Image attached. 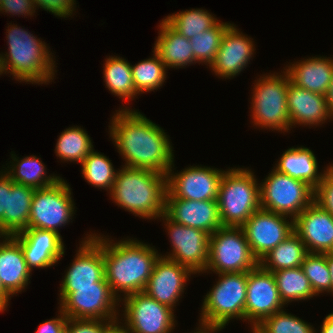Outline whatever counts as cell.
I'll list each match as a JSON object with an SVG mask.
<instances>
[{
  "label": "cell",
  "mask_w": 333,
  "mask_h": 333,
  "mask_svg": "<svg viewBox=\"0 0 333 333\" xmlns=\"http://www.w3.org/2000/svg\"><path fill=\"white\" fill-rule=\"evenodd\" d=\"M327 266L331 276V293L333 294V252L326 253Z\"/></svg>",
  "instance_id": "obj_50"
},
{
  "label": "cell",
  "mask_w": 333,
  "mask_h": 333,
  "mask_svg": "<svg viewBox=\"0 0 333 333\" xmlns=\"http://www.w3.org/2000/svg\"><path fill=\"white\" fill-rule=\"evenodd\" d=\"M101 236L105 279L113 294L121 300V295L143 292L160 256L157 249L136 238L114 242Z\"/></svg>",
  "instance_id": "obj_2"
},
{
  "label": "cell",
  "mask_w": 333,
  "mask_h": 333,
  "mask_svg": "<svg viewBox=\"0 0 333 333\" xmlns=\"http://www.w3.org/2000/svg\"><path fill=\"white\" fill-rule=\"evenodd\" d=\"M173 167L167 174L166 199L217 200L224 170L198 165L174 173Z\"/></svg>",
  "instance_id": "obj_14"
},
{
  "label": "cell",
  "mask_w": 333,
  "mask_h": 333,
  "mask_svg": "<svg viewBox=\"0 0 333 333\" xmlns=\"http://www.w3.org/2000/svg\"><path fill=\"white\" fill-rule=\"evenodd\" d=\"M35 8L39 7L45 11H49L56 17L67 18L73 14L75 10V0H33Z\"/></svg>",
  "instance_id": "obj_42"
},
{
  "label": "cell",
  "mask_w": 333,
  "mask_h": 333,
  "mask_svg": "<svg viewBox=\"0 0 333 333\" xmlns=\"http://www.w3.org/2000/svg\"><path fill=\"white\" fill-rule=\"evenodd\" d=\"M71 187L64 180L43 189H35L30 209L28 228H38L56 232L72 220L75 204Z\"/></svg>",
  "instance_id": "obj_10"
},
{
  "label": "cell",
  "mask_w": 333,
  "mask_h": 333,
  "mask_svg": "<svg viewBox=\"0 0 333 333\" xmlns=\"http://www.w3.org/2000/svg\"><path fill=\"white\" fill-rule=\"evenodd\" d=\"M223 227H241L260 207V184L250 169L229 168L217 197Z\"/></svg>",
  "instance_id": "obj_6"
},
{
  "label": "cell",
  "mask_w": 333,
  "mask_h": 333,
  "mask_svg": "<svg viewBox=\"0 0 333 333\" xmlns=\"http://www.w3.org/2000/svg\"><path fill=\"white\" fill-rule=\"evenodd\" d=\"M35 5L33 0H2L0 4V12L10 15L33 16L35 13Z\"/></svg>",
  "instance_id": "obj_43"
},
{
  "label": "cell",
  "mask_w": 333,
  "mask_h": 333,
  "mask_svg": "<svg viewBox=\"0 0 333 333\" xmlns=\"http://www.w3.org/2000/svg\"><path fill=\"white\" fill-rule=\"evenodd\" d=\"M325 97H326V101L328 104L329 112H330L331 116L333 117V75H332V80H331L329 89L327 90Z\"/></svg>",
  "instance_id": "obj_49"
},
{
  "label": "cell",
  "mask_w": 333,
  "mask_h": 333,
  "mask_svg": "<svg viewBox=\"0 0 333 333\" xmlns=\"http://www.w3.org/2000/svg\"><path fill=\"white\" fill-rule=\"evenodd\" d=\"M87 235L61 282L60 303L74 292V287L98 286V282L105 279L102 237L95 233Z\"/></svg>",
  "instance_id": "obj_11"
},
{
  "label": "cell",
  "mask_w": 333,
  "mask_h": 333,
  "mask_svg": "<svg viewBox=\"0 0 333 333\" xmlns=\"http://www.w3.org/2000/svg\"><path fill=\"white\" fill-rule=\"evenodd\" d=\"M231 23L220 22L210 29L200 32L197 36L189 39L194 53L195 64L204 63L210 65L215 61L222 37Z\"/></svg>",
  "instance_id": "obj_37"
},
{
  "label": "cell",
  "mask_w": 333,
  "mask_h": 333,
  "mask_svg": "<svg viewBox=\"0 0 333 333\" xmlns=\"http://www.w3.org/2000/svg\"><path fill=\"white\" fill-rule=\"evenodd\" d=\"M110 137L126 167L168 174L174 163L169 136L138 110L121 108L111 117Z\"/></svg>",
  "instance_id": "obj_1"
},
{
  "label": "cell",
  "mask_w": 333,
  "mask_h": 333,
  "mask_svg": "<svg viewBox=\"0 0 333 333\" xmlns=\"http://www.w3.org/2000/svg\"><path fill=\"white\" fill-rule=\"evenodd\" d=\"M308 253L301 238L292 232L284 241L264 255L259 260V265L270 272L297 268L301 267Z\"/></svg>",
  "instance_id": "obj_30"
},
{
  "label": "cell",
  "mask_w": 333,
  "mask_h": 333,
  "mask_svg": "<svg viewBox=\"0 0 333 333\" xmlns=\"http://www.w3.org/2000/svg\"><path fill=\"white\" fill-rule=\"evenodd\" d=\"M290 128L296 125L319 126L332 120L325 95L308 91L289 82L287 96ZM326 120V121H325Z\"/></svg>",
  "instance_id": "obj_23"
},
{
  "label": "cell",
  "mask_w": 333,
  "mask_h": 333,
  "mask_svg": "<svg viewBox=\"0 0 333 333\" xmlns=\"http://www.w3.org/2000/svg\"><path fill=\"white\" fill-rule=\"evenodd\" d=\"M0 242V280L13 296L25 290L30 283L31 270L26 264L20 244L12 236Z\"/></svg>",
  "instance_id": "obj_24"
},
{
  "label": "cell",
  "mask_w": 333,
  "mask_h": 333,
  "mask_svg": "<svg viewBox=\"0 0 333 333\" xmlns=\"http://www.w3.org/2000/svg\"><path fill=\"white\" fill-rule=\"evenodd\" d=\"M12 237L20 244L31 271L53 267L65 252L62 236L53 231L27 228Z\"/></svg>",
  "instance_id": "obj_20"
},
{
  "label": "cell",
  "mask_w": 333,
  "mask_h": 333,
  "mask_svg": "<svg viewBox=\"0 0 333 333\" xmlns=\"http://www.w3.org/2000/svg\"><path fill=\"white\" fill-rule=\"evenodd\" d=\"M286 217L260 208L241 226L258 261L294 232V220Z\"/></svg>",
  "instance_id": "obj_16"
},
{
  "label": "cell",
  "mask_w": 333,
  "mask_h": 333,
  "mask_svg": "<svg viewBox=\"0 0 333 333\" xmlns=\"http://www.w3.org/2000/svg\"><path fill=\"white\" fill-rule=\"evenodd\" d=\"M111 322L102 319L67 318L65 333H104L105 328Z\"/></svg>",
  "instance_id": "obj_41"
},
{
  "label": "cell",
  "mask_w": 333,
  "mask_h": 333,
  "mask_svg": "<svg viewBox=\"0 0 333 333\" xmlns=\"http://www.w3.org/2000/svg\"><path fill=\"white\" fill-rule=\"evenodd\" d=\"M94 146L88 133L81 127H69L57 139L56 156L63 161L82 163Z\"/></svg>",
  "instance_id": "obj_33"
},
{
  "label": "cell",
  "mask_w": 333,
  "mask_h": 333,
  "mask_svg": "<svg viewBox=\"0 0 333 333\" xmlns=\"http://www.w3.org/2000/svg\"><path fill=\"white\" fill-rule=\"evenodd\" d=\"M219 331H221V330H210V329H200V328H197L196 331H194L193 333H217Z\"/></svg>",
  "instance_id": "obj_51"
},
{
  "label": "cell",
  "mask_w": 333,
  "mask_h": 333,
  "mask_svg": "<svg viewBox=\"0 0 333 333\" xmlns=\"http://www.w3.org/2000/svg\"><path fill=\"white\" fill-rule=\"evenodd\" d=\"M11 294L3 287V284L0 280V310L5 311L8 307V301L11 299Z\"/></svg>",
  "instance_id": "obj_47"
},
{
  "label": "cell",
  "mask_w": 333,
  "mask_h": 333,
  "mask_svg": "<svg viewBox=\"0 0 333 333\" xmlns=\"http://www.w3.org/2000/svg\"><path fill=\"white\" fill-rule=\"evenodd\" d=\"M275 165L274 168L279 173L305 181L314 189L318 187L325 173V170L318 173V162L313 151L304 146L287 149Z\"/></svg>",
  "instance_id": "obj_27"
},
{
  "label": "cell",
  "mask_w": 333,
  "mask_h": 333,
  "mask_svg": "<svg viewBox=\"0 0 333 333\" xmlns=\"http://www.w3.org/2000/svg\"><path fill=\"white\" fill-rule=\"evenodd\" d=\"M11 190V179L4 172L0 171V222L4 218V212L7 211V193Z\"/></svg>",
  "instance_id": "obj_45"
},
{
  "label": "cell",
  "mask_w": 333,
  "mask_h": 333,
  "mask_svg": "<svg viewBox=\"0 0 333 333\" xmlns=\"http://www.w3.org/2000/svg\"><path fill=\"white\" fill-rule=\"evenodd\" d=\"M164 214L177 224L213 234L223 227L217 200L166 199Z\"/></svg>",
  "instance_id": "obj_22"
},
{
  "label": "cell",
  "mask_w": 333,
  "mask_h": 333,
  "mask_svg": "<svg viewBox=\"0 0 333 333\" xmlns=\"http://www.w3.org/2000/svg\"><path fill=\"white\" fill-rule=\"evenodd\" d=\"M174 30L187 39L213 27L219 20L204 9H190L163 18Z\"/></svg>",
  "instance_id": "obj_35"
},
{
  "label": "cell",
  "mask_w": 333,
  "mask_h": 333,
  "mask_svg": "<svg viewBox=\"0 0 333 333\" xmlns=\"http://www.w3.org/2000/svg\"><path fill=\"white\" fill-rule=\"evenodd\" d=\"M265 75L255 80L252 90V123L264 129L288 132L290 118L287 96L290 79L285 71L281 75Z\"/></svg>",
  "instance_id": "obj_7"
},
{
  "label": "cell",
  "mask_w": 333,
  "mask_h": 333,
  "mask_svg": "<svg viewBox=\"0 0 333 333\" xmlns=\"http://www.w3.org/2000/svg\"><path fill=\"white\" fill-rule=\"evenodd\" d=\"M119 301L104 279L98 286L74 287V292L58 304L68 318L114 321L118 319Z\"/></svg>",
  "instance_id": "obj_12"
},
{
  "label": "cell",
  "mask_w": 333,
  "mask_h": 333,
  "mask_svg": "<svg viewBox=\"0 0 333 333\" xmlns=\"http://www.w3.org/2000/svg\"><path fill=\"white\" fill-rule=\"evenodd\" d=\"M12 165H8L4 172L15 182L34 189H43L55 185L62 178L56 175H47L46 166L41 159L32 155L21 158L11 154ZM15 162V163H14ZM7 170V171H6Z\"/></svg>",
  "instance_id": "obj_29"
},
{
  "label": "cell",
  "mask_w": 333,
  "mask_h": 333,
  "mask_svg": "<svg viewBox=\"0 0 333 333\" xmlns=\"http://www.w3.org/2000/svg\"><path fill=\"white\" fill-rule=\"evenodd\" d=\"M283 306L273 273L260 265L248 271L245 320L250 321L251 327L283 310Z\"/></svg>",
  "instance_id": "obj_17"
},
{
  "label": "cell",
  "mask_w": 333,
  "mask_h": 333,
  "mask_svg": "<svg viewBox=\"0 0 333 333\" xmlns=\"http://www.w3.org/2000/svg\"><path fill=\"white\" fill-rule=\"evenodd\" d=\"M251 329L252 333H260L255 327H252Z\"/></svg>",
  "instance_id": "obj_53"
},
{
  "label": "cell",
  "mask_w": 333,
  "mask_h": 333,
  "mask_svg": "<svg viewBox=\"0 0 333 333\" xmlns=\"http://www.w3.org/2000/svg\"><path fill=\"white\" fill-rule=\"evenodd\" d=\"M122 324V326L120 324ZM122 322H119V318L112 321L104 330V333H131L129 329Z\"/></svg>",
  "instance_id": "obj_46"
},
{
  "label": "cell",
  "mask_w": 333,
  "mask_h": 333,
  "mask_svg": "<svg viewBox=\"0 0 333 333\" xmlns=\"http://www.w3.org/2000/svg\"><path fill=\"white\" fill-rule=\"evenodd\" d=\"M7 28L8 52L0 54L4 74L27 84L50 83L57 66L47 44L17 24Z\"/></svg>",
  "instance_id": "obj_4"
},
{
  "label": "cell",
  "mask_w": 333,
  "mask_h": 333,
  "mask_svg": "<svg viewBox=\"0 0 333 333\" xmlns=\"http://www.w3.org/2000/svg\"><path fill=\"white\" fill-rule=\"evenodd\" d=\"M255 328L260 333H317L312 325L284 309L266 317Z\"/></svg>",
  "instance_id": "obj_39"
},
{
  "label": "cell",
  "mask_w": 333,
  "mask_h": 333,
  "mask_svg": "<svg viewBox=\"0 0 333 333\" xmlns=\"http://www.w3.org/2000/svg\"><path fill=\"white\" fill-rule=\"evenodd\" d=\"M1 237L3 238V237H4V235H3V234L0 232V238H1Z\"/></svg>",
  "instance_id": "obj_54"
},
{
  "label": "cell",
  "mask_w": 333,
  "mask_h": 333,
  "mask_svg": "<svg viewBox=\"0 0 333 333\" xmlns=\"http://www.w3.org/2000/svg\"><path fill=\"white\" fill-rule=\"evenodd\" d=\"M35 189L11 180V190L7 193V211L0 222V232L13 236L28 228L31 202Z\"/></svg>",
  "instance_id": "obj_28"
},
{
  "label": "cell",
  "mask_w": 333,
  "mask_h": 333,
  "mask_svg": "<svg viewBox=\"0 0 333 333\" xmlns=\"http://www.w3.org/2000/svg\"><path fill=\"white\" fill-rule=\"evenodd\" d=\"M124 325L131 333H171L175 327L174 310L144 292L124 298Z\"/></svg>",
  "instance_id": "obj_13"
},
{
  "label": "cell",
  "mask_w": 333,
  "mask_h": 333,
  "mask_svg": "<svg viewBox=\"0 0 333 333\" xmlns=\"http://www.w3.org/2000/svg\"><path fill=\"white\" fill-rule=\"evenodd\" d=\"M314 201L312 186L275 169L260 183V207L293 220Z\"/></svg>",
  "instance_id": "obj_8"
},
{
  "label": "cell",
  "mask_w": 333,
  "mask_h": 333,
  "mask_svg": "<svg viewBox=\"0 0 333 333\" xmlns=\"http://www.w3.org/2000/svg\"><path fill=\"white\" fill-rule=\"evenodd\" d=\"M173 248L171 253L160 255L190 268L195 274L203 273L209 258V237L206 232L177 224L165 214L161 216Z\"/></svg>",
  "instance_id": "obj_15"
},
{
  "label": "cell",
  "mask_w": 333,
  "mask_h": 333,
  "mask_svg": "<svg viewBox=\"0 0 333 333\" xmlns=\"http://www.w3.org/2000/svg\"><path fill=\"white\" fill-rule=\"evenodd\" d=\"M284 67L290 82L308 91L326 95L333 75L331 57H309Z\"/></svg>",
  "instance_id": "obj_25"
},
{
  "label": "cell",
  "mask_w": 333,
  "mask_h": 333,
  "mask_svg": "<svg viewBox=\"0 0 333 333\" xmlns=\"http://www.w3.org/2000/svg\"><path fill=\"white\" fill-rule=\"evenodd\" d=\"M218 277L203 299L200 329L222 330L234 318L245 321L248 272L219 273Z\"/></svg>",
  "instance_id": "obj_5"
},
{
  "label": "cell",
  "mask_w": 333,
  "mask_h": 333,
  "mask_svg": "<svg viewBox=\"0 0 333 333\" xmlns=\"http://www.w3.org/2000/svg\"><path fill=\"white\" fill-rule=\"evenodd\" d=\"M166 194V174L123 166L117 171L109 195L116 205L135 216L161 220L165 212Z\"/></svg>",
  "instance_id": "obj_3"
},
{
  "label": "cell",
  "mask_w": 333,
  "mask_h": 333,
  "mask_svg": "<svg viewBox=\"0 0 333 333\" xmlns=\"http://www.w3.org/2000/svg\"><path fill=\"white\" fill-rule=\"evenodd\" d=\"M294 232L310 253L333 252V215L313 202L294 219Z\"/></svg>",
  "instance_id": "obj_19"
},
{
  "label": "cell",
  "mask_w": 333,
  "mask_h": 333,
  "mask_svg": "<svg viewBox=\"0 0 333 333\" xmlns=\"http://www.w3.org/2000/svg\"><path fill=\"white\" fill-rule=\"evenodd\" d=\"M315 202L333 215V164L326 167L322 181L315 189Z\"/></svg>",
  "instance_id": "obj_40"
},
{
  "label": "cell",
  "mask_w": 333,
  "mask_h": 333,
  "mask_svg": "<svg viewBox=\"0 0 333 333\" xmlns=\"http://www.w3.org/2000/svg\"><path fill=\"white\" fill-rule=\"evenodd\" d=\"M81 167L82 176L89 184L99 189H106L108 193L111 192L117 170L108 157L93 149L83 160Z\"/></svg>",
  "instance_id": "obj_36"
},
{
  "label": "cell",
  "mask_w": 333,
  "mask_h": 333,
  "mask_svg": "<svg viewBox=\"0 0 333 333\" xmlns=\"http://www.w3.org/2000/svg\"><path fill=\"white\" fill-rule=\"evenodd\" d=\"M153 57L131 65L133 82L138 95L160 89L166 80L167 67L153 50Z\"/></svg>",
  "instance_id": "obj_34"
},
{
  "label": "cell",
  "mask_w": 333,
  "mask_h": 333,
  "mask_svg": "<svg viewBox=\"0 0 333 333\" xmlns=\"http://www.w3.org/2000/svg\"><path fill=\"white\" fill-rule=\"evenodd\" d=\"M259 265L241 227H221L209 237V258L205 272H248Z\"/></svg>",
  "instance_id": "obj_9"
},
{
  "label": "cell",
  "mask_w": 333,
  "mask_h": 333,
  "mask_svg": "<svg viewBox=\"0 0 333 333\" xmlns=\"http://www.w3.org/2000/svg\"><path fill=\"white\" fill-rule=\"evenodd\" d=\"M103 68L105 87L119 99L134 100L138 93L133 82L131 64L126 59L114 55L105 59Z\"/></svg>",
  "instance_id": "obj_31"
},
{
  "label": "cell",
  "mask_w": 333,
  "mask_h": 333,
  "mask_svg": "<svg viewBox=\"0 0 333 333\" xmlns=\"http://www.w3.org/2000/svg\"><path fill=\"white\" fill-rule=\"evenodd\" d=\"M238 30L234 24L227 28L215 61L209 67L216 76L223 79L234 78L240 74L247 67L256 50L254 41Z\"/></svg>",
  "instance_id": "obj_21"
},
{
  "label": "cell",
  "mask_w": 333,
  "mask_h": 333,
  "mask_svg": "<svg viewBox=\"0 0 333 333\" xmlns=\"http://www.w3.org/2000/svg\"><path fill=\"white\" fill-rule=\"evenodd\" d=\"M59 316L47 320L39 325L35 333H65L67 316L59 310Z\"/></svg>",
  "instance_id": "obj_44"
},
{
  "label": "cell",
  "mask_w": 333,
  "mask_h": 333,
  "mask_svg": "<svg viewBox=\"0 0 333 333\" xmlns=\"http://www.w3.org/2000/svg\"><path fill=\"white\" fill-rule=\"evenodd\" d=\"M272 273L284 305L317 296L301 267L277 270Z\"/></svg>",
  "instance_id": "obj_32"
},
{
  "label": "cell",
  "mask_w": 333,
  "mask_h": 333,
  "mask_svg": "<svg viewBox=\"0 0 333 333\" xmlns=\"http://www.w3.org/2000/svg\"><path fill=\"white\" fill-rule=\"evenodd\" d=\"M320 333H333V313L328 314L324 318Z\"/></svg>",
  "instance_id": "obj_48"
},
{
  "label": "cell",
  "mask_w": 333,
  "mask_h": 333,
  "mask_svg": "<svg viewBox=\"0 0 333 333\" xmlns=\"http://www.w3.org/2000/svg\"><path fill=\"white\" fill-rule=\"evenodd\" d=\"M191 274L195 273L190 268L159 256L143 292L174 310L179 298H182L180 296L184 293V287Z\"/></svg>",
  "instance_id": "obj_18"
},
{
  "label": "cell",
  "mask_w": 333,
  "mask_h": 333,
  "mask_svg": "<svg viewBox=\"0 0 333 333\" xmlns=\"http://www.w3.org/2000/svg\"><path fill=\"white\" fill-rule=\"evenodd\" d=\"M158 28L160 31L154 43V51L167 68L179 69L195 63L189 39L174 30L164 19Z\"/></svg>",
  "instance_id": "obj_26"
},
{
  "label": "cell",
  "mask_w": 333,
  "mask_h": 333,
  "mask_svg": "<svg viewBox=\"0 0 333 333\" xmlns=\"http://www.w3.org/2000/svg\"><path fill=\"white\" fill-rule=\"evenodd\" d=\"M4 74L3 69H2V63H1V59H0V75Z\"/></svg>",
  "instance_id": "obj_52"
},
{
  "label": "cell",
  "mask_w": 333,
  "mask_h": 333,
  "mask_svg": "<svg viewBox=\"0 0 333 333\" xmlns=\"http://www.w3.org/2000/svg\"><path fill=\"white\" fill-rule=\"evenodd\" d=\"M305 276L309 279L316 295L331 294V276L327 266L326 253H308L301 264Z\"/></svg>",
  "instance_id": "obj_38"
}]
</instances>
